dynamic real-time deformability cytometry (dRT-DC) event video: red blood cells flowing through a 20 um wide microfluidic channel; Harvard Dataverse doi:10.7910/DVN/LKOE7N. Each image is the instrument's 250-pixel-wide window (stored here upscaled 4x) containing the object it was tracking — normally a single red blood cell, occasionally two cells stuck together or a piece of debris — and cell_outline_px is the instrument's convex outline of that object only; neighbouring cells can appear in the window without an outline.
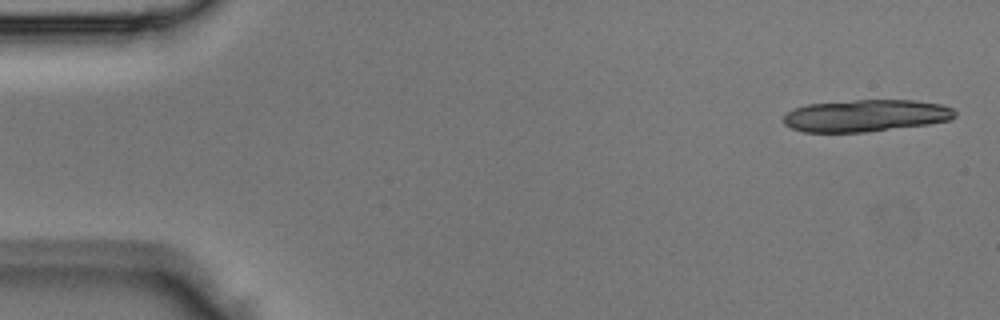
{"species": "Egyptian fruit bat (a non-hibernating species)", "species_latin": "Rousettus aegyptiacus", "temperature_condition": "room temperature", "stored_images_in_passage": 11, "camera_frame_rate_fps": 3000, "um_per_image_px": 0.085, "animal": {"sex": "male"}, "frame": {"image": 1, "passage_image": 1, "time_ms": 0.0, "image_size_px": [1000, 320], "cell_outline_px": [[956, 116], [948, 120], [928, 124], [864, 132], [804, 132], [792, 128], [784, 124], [784, 116], [792, 108], [808, 104], [856, 100], [916, 100], [944, 104], [952, 108], [956, 112]], "centroid_in_image_um": [73.6, 9.82], "position_along_channel_um": 11.4, "area_um2": 32.02}}